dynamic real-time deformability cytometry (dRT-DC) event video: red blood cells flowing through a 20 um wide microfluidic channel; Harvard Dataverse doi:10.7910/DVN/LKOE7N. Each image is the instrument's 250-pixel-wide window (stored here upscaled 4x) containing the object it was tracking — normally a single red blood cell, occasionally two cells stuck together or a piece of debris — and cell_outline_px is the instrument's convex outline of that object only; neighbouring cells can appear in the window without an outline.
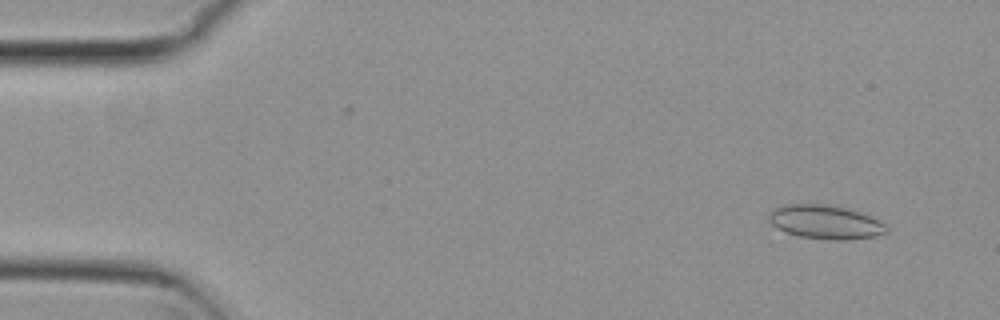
{"species": "common noctule bat (a hibernating species)", "species_latin": "Nyctalus noctula", "temperature_condition": "cold", "stored_images_in_passage": 54, "camera_frame_rate_fps": 3000, "um_per_image_px": 0.085, "animal": {"sex": "female", "body_mass_g": 29.2, "forearm_length_mm": 56.3}, "frame": {"image": 1, "passage_image": 3, "time_ms": 0.667, "image_size_px": [1000, 320], "cell_outline_px": [[888, 232], [872, 236], [844, 240], [832, 240], [796, 236], [772, 224], [768, 220], [768, 212], [780, 204], [824, 204], [848, 208], [860, 212], [888, 224]], "centroid_in_image_um": [70.15, 18.86], "position_along_channel_um": 14.9, "area_um2": 23.29}}
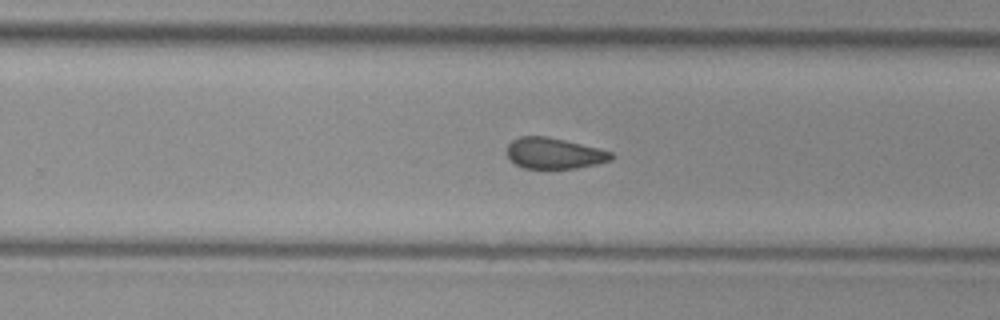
{"frame": {"image": 2, "passage_image": 33, "time_ms": 10.667, "image_size_px": [1000, 320], "cell_outline_px": [[616, 156], [612, 160], [596, 164], [576, 168], [524, 168], [516, 164], [508, 156], [508, 144], [512, 140], [520, 136], [548, 136], [612, 152]], "centroid_in_image_um": [47.12, 13.03], "position_along_channel_um": 282.7, "area_um2": 18.61}}
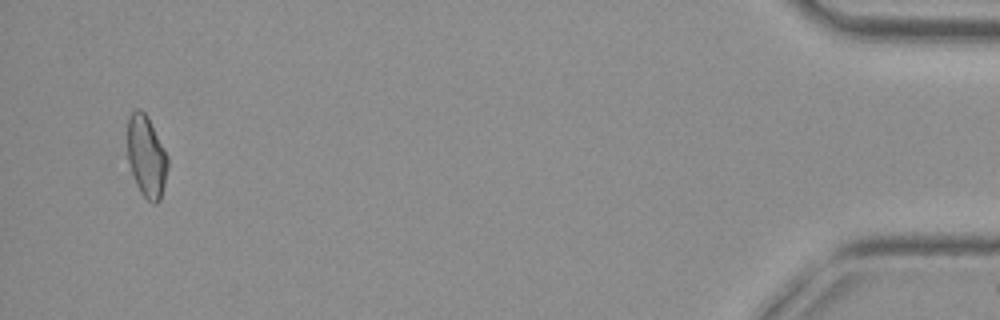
{"frame": {"image": 3, "passage_image": 51, "time_ms": 16.667, "image_size_px": [1000, 320], "cell_outline_px": [[168, 168], [160, 200], [156, 204], [152, 204], [140, 192], [132, 176], [128, 160], [128, 116], [136, 108], [140, 108], [144, 112], [164, 148], [168, 156]], "centroid_in_image_um": [12.44, 13.33], "position_along_channel_um": 422.8, "area_um2": 19.07}}